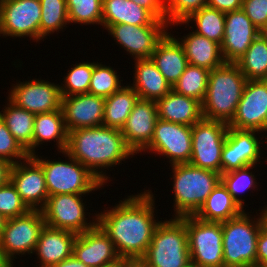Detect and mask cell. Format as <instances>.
<instances>
[{
    "label": "cell",
    "mask_w": 267,
    "mask_h": 267,
    "mask_svg": "<svg viewBox=\"0 0 267 267\" xmlns=\"http://www.w3.org/2000/svg\"><path fill=\"white\" fill-rule=\"evenodd\" d=\"M143 190L125 195L114 206L105 205L103 212L97 211V224L113 241L121 258H142L161 222L155 206L156 194L149 187Z\"/></svg>",
    "instance_id": "cell-1"
},
{
    "label": "cell",
    "mask_w": 267,
    "mask_h": 267,
    "mask_svg": "<svg viewBox=\"0 0 267 267\" xmlns=\"http://www.w3.org/2000/svg\"><path fill=\"white\" fill-rule=\"evenodd\" d=\"M65 151L85 166L105 186L113 181L108 171L114 170L113 167L116 168L117 165L121 166L127 162L125 160L135 155L126 145L121 130L106 126L70 131Z\"/></svg>",
    "instance_id": "cell-2"
},
{
    "label": "cell",
    "mask_w": 267,
    "mask_h": 267,
    "mask_svg": "<svg viewBox=\"0 0 267 267\" xmlns=\"http://www.w3.org/2000/svg\"><path fill=\"white\" fill-rule=\"evenodd\" d=\"M170 167L174 212L168 217L195 215L221 182V174L189 163L171 165L168 169Z\"/></svg>",
    "instance_id": "cell-3"
},
{
    "label": "cell",
    "mask_w": 267,
    "mask_h": 267,
    "mask_svg": "<svg viewBox=\"0 0 267 267\" xmlns=\"http://www.w3.org/2000/svg\"><path fill=\"white\" fill-rule=\"evenodd\" d=\"M246 82L235 63H225L210 70L202 102L203 118L229 123L236 113Z\"/></svg>",
    "instance_id": "cell-4"
},
{
    "label": "cell",
    "mask_w": 267,
    "mask_h": 267,
    "mask_svg": "<svg viewBox=\"0 0 267 267\" xmlns=\"http://www.w3.org/2000/svg\"><path fill=\"white\" fill-rule=\"evenodd\" d=\"M255 211L256 214H253L252 209L250 212L244 210L240 215L222 222L224 267L256 265L257 239L264 220L261 211Z\"/></svg>",
    "instance_id": "cell-5"
},
{
    "label": "cell",
    "mask_w": 267,
    "mask_h": 267,
    "mask_svg": "<svg viewBox=\"0 0 267 267\" xmlns=\"http://www.w3.org/2000/svg\"><path fill=\"white\" fill-rule=\"evenodd\" d=\"M62 158L47 159L38 153L32 157L41 165L45 175L49 196L58 194H89L106 188L85 166L70 156L66 151ZM39 155V156H38ZM64 155V156H63ZM67 157V158H66ZM60 158V159H59Z\"/></svg>",
    "instance_id": "cell-6"
},
{
    "label": "cell",
    "mask_w": 267,
    "mask_h": 267,
    "mask_svg": "<svg viewBox=\"0 0 267 267\" xmlns=\"http://www.w3.org/2000/svg\"><path fill=\"white\" fill-rule=\"evenodd\" d=\"M156 227L142 259L149 267H188V232L180 217L165 218Z\"/></svg>",
    "instance_id": "cell-7"
},
{
    "label": "cell",
    "mask_w": 267,
    "mask_h": 267,
    "mask_svg": "<svg viewBox=\"0 0 267 267\" xmlns=\"http://www.w3.org/2000/svg\"><path fill=\"white\" fill-rule=\"evenodd\" d=\"M86 195L88 196L89 194L49 196L45 206L41 209L45 225L68 230L76 234L93 228L97 224V212H94V214L88 212V207L91 208V206L86 204Z\"/></svg>",
    "instance_id": "cell-8"
},
{
    "label": "cell",
    "mask_w": 267,
    "mask_h": 267,
    "mask_svg": "<svg viewBox=\"0 0 267 267\" xmlns=\"http://www.w3.org/2000/svg\"><path fill=\"white\" fill-rule=\"evenodd\" d=\"M188 232L190 261L195 267H224L221 222H208L194 215L180 217Z\"/></svg>",
    "instance_id": "cell-9"
},
{
    "label": "cell",
    "mask_w": 267,
    "mask_h": 267,
    "mask_svg": "<svg viewBox=\"0 0 267 267\" xmlns=\"http://www.w3.org/2000/svg\"><path fill=\"white\" fill-rule=\"evenodd\" d=\"M44 226L41 210H30L22 216L6 219L0 237V251L14 265L15 259L26 255L32 257Z\"/></svg>",
    "instance_id": "cell-10"
},
{
    "label": "cell",
    "mask_w": 267,
    "mask_h": 267,
    "mask_svg": "<svg viewBox=\"0 0 267 267\" xmlns=\"http://www.w3.org/2000/svg\"><path fill=\"white\" fill-rule=\"evenodd\" d=\"M228 123L202 118L192 126V154L189 164L221 174V154Z\"/></svg>",
    "instance_id": "cell-11"
},
{
    "label": "cell",
    "mask_w": 267,
    "mask_h": 267,
    "mask_svg": "<svg viewBox=\"0 0 267 267\" xmlns=\"http://www.w3.org/2000/svg\"><path fill=\"white\" fill-rule=\"evenodd\" d=\"M162 156L168 164L189 163L192 154V126L157 119L150 144L140 153ZM145 153V154H144ZM157 155V156H156Z\"/></svg>",
    "instance_id": "cell-12"
},
{
    "label": "cell",
    "mask_w": 267,
    "mask_h": 267,
    "mask_svg": "<svg viewBox=\"0 0 267 267\" xmlns=\"http://www.w3.org/2000/svg\"><path fill=\"white\" fill-rule=\"evenodd\" d=\"M40 0H0V37L40 42Z\"/></svg>",
    "instance_id": "cell-13"
},
{
    "label": "cell",
    "mask_w": 267,
    "mask_h": 267,
    "mask_svg": "<svg viewBox=\"0 0 267 267\" xmlns=\"http://www.w3.org/2000/svg\"><path fill=\"white\" fill-rule=\"evenodd\" d=\"M264 150H267V135L256 130L229 127L221 154V174L249 165H259L261 159L265 158Z\"/></svg>",
    "instance_id": "cell-14"
},
{
    "label": "cell",
    "mask_w": 267,
    "mask_h": 267,
    "mask_svg": "<svg viewBox=\"0 0 267 267\" xmlns=\"http://www.w3.org/2000/svg\"><path fill=\"white\" fill-rule=\"evenodd\" d=\"M59 84L41 77L23 82L16 80V83L10 85L12 88L6 97L17 107L34 114L58 111L62 105Z\"/></svg>",
    "instance_id": "cell-15"
},
{
    "label": "cell",
    "mask_w": 267,
    "mask_h": 267,
    "mask_svg": "<svg viewBox=\"0 0 267 267\" xmlns=\"http://www.w3.org/2000/svg\"><path fill=\"white\" fill-rule=\"evenodd\" d=\"M169 25L115 24L106 31L124 53L135 59L150 58L159 41L168 32Z\"/></svg>",
    "instance_id": "cell-16"
},
{
    "label": "cell",
    "mask_w": 267,
    "mask_h": 267,
    "mask_svg": "<svg viewBox=\"0 0 267 267\" xmlns=\"http://www.w3.org/2000/svg\"><path fill=\"white\" fill-rule=\"evenodd\" d=\"M228 126L267 134V80H247L236 113Z\"/></svg>",
    "instance_id": "cell-17"
},
{
    "label": "cell",
    "mask_w": 267,
    "mask_h": 267,
    "mask_svg": "<svg viewBox=\"0 0 267 267\" xmlns=\"http://www.w3.org/2000/svg\"><path fill=\"white\" fill-rule=\"evenodd\" d=\"M73 255L88 267H116L122 259L113 241L98 224L77 234Z\"/></svg>",
    "instance_id": "cell-18"
},
{
    "label": "cell",
    "mask_w": 267,
    "mask_h": 267,
    "mask_svg": "<svg viewBox=\"0 0 267 267\" xmlns=\"http://www.w3.org/2000/svg\"><path fill=\"white\" fill-rule=\"evenodd\" d=\"M10 182L31 210H41L49 197L41 165L29 156L13 164Z\"/></svg>",
    "instance_id": "cell-19"
},
{
    "label": "cell",
    "mask_w": 267,
    "mask_h": 267,
    "mask_svg": "<svg viewBox=\"0 0 267 267\" xmlns=\"http://www.w3.org/2000/svg\"><path fill=\"white\" fill-rule=\"evenodd\" d=\"M260 33L242 9L226 12L224 38L221 43L225 62L235 63Z\"/></svg>",
    "instance_id": "cell-20"
},
{
    "label": "cell",
    "mask_w": 267,
    "mask_h": 267,
    "mask_svg": "<svg viewBox=\"0 0 267 267\" xmlns=\"http://www.w3.org/2000/svg\"><path fill=\"white\" fill-rule=\"evenodd\" d=\"M157 119L156 101L139 98L121 129L126 145L135 155L150 144Z\"/></svg>",
    "instance_id": "cell-21"
},
{
    "label": "cell",
    "mask_w": 267,
    "mask_h": 267,
    "mask_svg": "<svg viewBox=\"0 0 267 267\" xmlns=\"http://www.w3.org/2000/svg\"><path fill=\"white\" fill-rule=\"evenodd\" d=\"M105 98L84 93L62 97V111L68 133L79 128L103 126Z\"/></svg>",
    "instance_id": "cell-22"
},
{
    "label": "cell",
    "mask_w": 267,
    "mask_h": 267,
    "mask_svg": "<svg viewBox=\"0 0 267 267\" xmlns=\"http://www.w3.org/2000/svg\"><path fill=\"white\" fill-rule=\"evenodd\" d=\"M76 237L74 232L45 225L33 252L40 264L34 266L52 267L72 256Z\"/></svg>",
    "instance_id": "cell-23"
},
{
    "label": "cell",
    "mask_w": 267,
    "mask_h": 267,
    "mask_svg": "<svg viewBox=\"0 0 267 267\" xmlns=\"http://www.w3.org/2000/svg\"><path fill=\"white\" fill-rule=\"evenodd\" d=\"M174 32L176 31H169L164 35L150 57L171 87L175 85L188 65L184 48Z\"/></svg>",
    "instance_id": "cell-24"
},
{
    "label": "cell",
    "mask_w": 267,
    "mask_h": 267,
    "mask_svg": "<svg viewBox=\"0 0 267 267\" xmlns=\"http://www.w3.org/2000/svg\"><path fill=\"white\" fill-rule=\"evenodd\" d=\"M115 24L168 25L131 0H103L102 28L106 30Z\"/></svg>",
    "instance_id": "cell-25"
},
{
    "label": "cell",
    "mask_w": 267,
    "mask_h": 267,
    "mask_svg": "<svg viewBox=\"0 0 267 267\" xmlns=\"http://www.w3.org/2000/svg\"><path fill=\"white\" fill-rule=\"evenodd\" d=\"M133 62V82L129 85L140 99L157 101L172 90L151 58L135 59Z\"/></svg>",
    "instance_id": "cell-26"
},
{
    "label": "cell",
    "mask_w": 267,
    "mask_h": 267,
    "mask_svg": "<svg viewBox=\"0 0 267 267\" xmlns=\"http://www.w3.org/2000/svg\"><path fill=\"white\" fill-rule=\"evenodd\" d=\"M158 118L193 126L202 118V103L195 98L176 93L173 89L156 101Z\"/></svg>",
    "instance_id": "cell-27"
},
{
    "label": "cell",
    "mask_w": 267,
    "mask_h": 267,
    "mask_svg": "<svg viewBox=\"0 0 267 267\" xmlns=\"http://www.w3.org/2000/svg\"><path fill=\"white\" fill-rule=\"evenodd\" d=\"M183 35L182 38L178 37L179 34L175 37L184 48L188 64L213 70L226 63L219 43L194 31H189L187 35L185 33Z\"/></svg>",
    "instance_id": "cell-28"
},
{
    "label": "cell",
    "mask_w": 267,
    "mask_h": 267,
    "mask_svg": "<svg viewBox=\"0 0 267 267\" xmlns=\"http://www.w3.org/2000/svg\"><path fill=\"white\" fill-rule=\"evenodd\" d=\"M68 134L62 108L58 111L36 114L33 130V154H36L40 147H43L41 145L46 143L48 146L47 144L51 141H54L53 145H56L54 147L57 148L58 152L65 151Z\"/></svg>",
    "instance_id": "cell-29"
},
{
    "label": "cell",
    "mask_w": 267,
    "mask_h": 267,
    "mask_svg": "<svg viewBox=\"0 0 267 267\" xmlns=\"http://www.w3.org/2000/svg\"><path fill=\"white\" fill-rule=\"evenodd\" d=\"M244 210L220 182L194 215L208 222H225L240 215Z\"/></svg>",
    "instance_id": "cell-30"
},
{
    "label": "cell",
    "mask_w": 267,
    "mask_h": 267,
    "mask_svg": "<svg viewBox=\"0 0 267 267\" xmlns=\"http://www.w3.org/2000/svg\"><path fill=\"white\" fill-rule=\"evenodd\" d=\"M6 99L7 102L0 111V117L4 120L14 138L32 156L34 119L36 114L17 107L8 98Z\"/></svg>",
    "instance_id": "cell-31"
},
{
    "label": "cell",
    "mask_w": 267,
    "mask_h": 267,
    "mask_svg": "<svg viewBox=\"0 0 267 267\" xmlns=\"http://www.w3.org/2000/svg\"><path fill=\"white\" fill-rule=\"evenodd\" d=\"M189 23L194 25H190ZM175 25H179V27L185 25V28H191L192 31L196 32L197 34L205 36L209 40L221 45L224 38L225 13L205 6L191 14L185 21L170 25L169 27L171 31L173 30L172 28H175Z\"/></svg>",
    "instance_id": "cell-32"
},
{
    "label": "cell",
    "mask_w": 267,
    "mask_h": 267,
    "mask_svg": "<svg viewBox=\"0 0 267 267\" xmlns=\"http://www.w3.org/2000/svg\"><path fill=\"white\" fill-rule=\"evenodd\" d=\"M124 84L117 92L105 98L103 126L121 130L139 99L135 90L128 83Z\"/></svg>",
    "instance_id": "cell-33"
},
{
    "label": "cell",
    "mask_w": 267,
    "mask_h": 267,
    "mask_svg": "<svg viewBox=\"0 0 267 267\" xmlns=\"http://www.w3.org/2000/svg\"><path fill=\"white\" fill-rule=\"evenodd\" d=\"M235 64L247 80H267V33L261 32Z\"/></svg>",
    "instance_id": "cell-34"
},
{
    "label": "cell",
    "mask_w": 267,
    "mask_h": 267,
    "mask_svg": "<svg viewBox=\"0 0 267 267\" xmlns=\"http://www.w3.org/2000/svg\"><path fill=\"white\" fill-rule=\"evenodd\" d=\"M257 166L259 165H249L221 174V182L243 210H246V206L248 207V204H245V200L247 199H245V195L243 196V194L247 191H251L252 193L255 190L260 191V188H258L260 182H257L258 178H256L257 176L255 174V172H259V169L255 171Z\"/></svg>",
    "instance_id": "cell-35"
},
{
    "label": "cell",
    "mask_w": 267,
    "mask_h": 267,
    "mask_svg": "<svg viewBox=\"0 0 267 267\" xmlns=\"http://www.w3.org/2000/svg\"><path fill=\"white\" fill-rule=\"evenodd\" d=\"M40 3V42H44L48 39L47 36L50 37L55 32L58 35L61 31H65L70 23L66 0H40Z\"/></svg>",
    "instance_id": "cell-36"
},
{
    "label": "cell",
    "mask_w": 267,
    "mask_h": 267,
    "mask_svg": "<svg viewBox=\"0 0 267 267\" xmlns=\"http://www.w3.org/2000/svg\"><path fill=\"white\" fill-rule=\"evenodd\" d=\"M209 73L210 70L207 68L188 64L172 89L178 94L195 98L202 103L207 91Z\"/></svg>",
    "instance_id": "cell-37"
},
{
    "label": "cell",
    "mask_w": 267,
    "mask_h": 267,
    "mask_svg": "<svg viewBox=\"0 0 267 267\" xmlns=\"http://www.w3.org/2000/svg\"><path fill=\"white\" fill-rule=\"evenodd\" d=\"M94 69V61L90 60L76 62L68 69L60 82V92L62 97L89 93V86Z\"/></svg>",
    "instance_id": "cell-38"
},
{
    "label": "cell",
    "mask_w": 267,
    "mask_h": 267,
    "mask_svg": "<svg viewBox=\"0 0 267 267\" xmlns=\"http://www.w3.org/2000/svg\"><path fill=\"white\" fill-rule=\"evenodd\" d=\"M102 63L94 61L89 93L107 98L117 92L124 84L123 77L120 76V73L117 74L118 72L114 67Z\"/></svg>",
    "instance_id": "cell-39"
},
{
    "label": "cell",
    "mask_w": 267,
    "mask_h": 267,
    "mask_svg": "<svg viewBox=\"0 0 267 267\" xmlns=\"http://www.w3.org/2000/svg\"><path fill=\"white\" fill-rule=\"evenodd\" d=\"M71 24L102 26L103 0H66Z\"/></svg>",
    "instance_id": "cell-40"
},
{
    "label": "cell",
    "mask_w": 267,
    "mask_h": 267,
    "mask_svg": "<svg viewBox=\"0 0 267 267\" xmlns=\"http://www.w3.org/2000/svg\"><path fill=\"white\" fill-rule=\"evenodd\" d=\"M30 210L11 182L0 186V214L4 218L22 216Z\"/></svg>",
    "instance_id": "cell-41"
},
{
    "label": "cell",
    "mask_w": 267,
    "mask_h": 267,
    "mask_svg": "<svg viewBox=\"0 0 267 267\" xmlns=\"http://www.w3.org/2000/svg\"><path fill=\"white\" fill-rule=\"evenodd\" d=\"M205 6H207V0H165L166 23L170 26L183 22Z\"/></svg>",
    "instance_id": "cell-42"
},
{
    "label": "cell",
    "mask_w": 267,
    "mask_h": 267,
    "mask_svg": "<svg viewBox=\"0 0 267 267\" xmlns=\"http://www.w3.org/2000/svg\"><path fill=\"white\" fill-rule=\"evenodd\" d=\"M30 155L19 144L0 117V158L13 164L26 160Z\"/></svg>",
    "instance_id": "cell-43"
},
{
    "label": "cell",
    "mask_w": 267,
    "mask_h": 267,
    "mask_svg": "<svg viewBox=\"0 0 267 267\" xmlns=\"http://www.w3.org/2000/svg\"><path fill=\"white\" fill-rule=\"evenodd\" d=\"M242 10L261 31H267V0H243Z\"/></svg>",
    "instance_id": "cell-44"
},
{
    "label": "cell",
    "mask_w": 267,
    "mask_h": 267,
    "mask_svg": "<svg viewBox=\"0 0 267 267\" xmlns=\"http://www.w3.org/2000/svg\"><path fill=\"white\" fill-rule=\"evenodd\" d=\"M138 6L150 11L158 20L166 21L165 0H131Z\"/></svg>",
    "instance_id": "cell-45"
},
{
    "label": "cell",
    "mask_w": 267,
    "mask_h": 267,
    "mask_svg": "<svg viewBox=\"0 0 267 267\" xmlns=\"http://www.w3.org/2000/svg\"><path fill=\"white\" fill-rule=\"evenodd\" d=\"M256 265L267 267V227L263 225L257 239Z\"/></svg>",
    "instance_id": "cell-46"
},
{
    "label": "cell",
    "mask_w": 267,
    "mask_h": 267,
    "mask_svg": "<svg viewBox=\"0 0 267 267\" xmlns=\"http://www.w3.org/2000/svg\"><path fill=\"white\" fill-rule=\"evenodd\" d=\"M243 0H207V6L221 12H231L242 9Z\"/></svg>",
    "instance_id": "cell-47"
},
{
    "label": "cell",
    "mask_w": 267,
    "mask_h": 267,
    "mask_svg": "<svg viewBox=\"0 0 267 267\" xmlns=\"http://www.w3.org/2000/svg\"><path fill=\"white\" fill-rule=\"evenodd\" d=\"M13 163L3 158H0V186L10 182L11 170Z\"/></svg>",
    "instance_id": "cell-48"
},
{
    "label": "cell",
    "mask_w": 267,
    "mask_h": 267,
    "mask_svg": "<svg viewBox=\"0 0 267 267\" xmlns=\"http://www.w3.org/2000/svg\"><path fill=\"white\" fill-rule=\"evenodd\" d=\"M116 267H149L142 258H122Z\"/></svg>",
    "instance_id": "cell-49"
},
{
    "label": "cell",
    "mask_w": 267,
    "mask_h": 267,
    "mask_svg": "<svg viewBox=\"0 0 267 267\" xmlns=\"http://www.w3.org/2000/svg\"><path fill=\"white\" fill-rule=\"evenodd\" d=\"M52 267H88L83 262L78 260L74 255L62 260L60 263L53 265Z\"/></svg>",
    "instance_id": "cell-50"
},
{
    "label": "cell",
    "mask_w": 267,
    "mask_h": 267,
    "mask_svg": "<svg viewBox=\"0 0 267 267\" xmlns=\"http://www.w3.org/2000/svg\"><path fill=\"white\" fill-rule=\"evenodd\" d=\"M0 267H15L14 264L0 251Z\"/></svg>",
    "instance_id": "cell-51"
},
{
    "label": "cell",
    "mask_w": 267,
    "mask_h": 267,
    "mask_svg": "<svg viewBox=\"0 0 267 267\" xmlns=\"http://www.w3.org/2000/svg\"><path fill=\"white\" fill-rule=\"evenodd\" d=\"M262 209H258V211L261 210V214L263 216V220H264V225L267 227V205L265 206H261Z\"/></svg>",
    "instance_id": "cell-52"
},
{
    "label": "cell",
    "mask_w": 267,
    "mask_h": 267,
    "mask_svg": "<svg viewBox=\"0 0 267 267\" xmlns=\"http://www.w3.org/2000/svg\"><path fill=\"white\" fill-rule=\"evenodd\" d=\"M5 221H6V218H4V217L0 214V237H1V234H2V231H3V227H4V224H5Z\"/></svg>",
    "instance_id": "cell-53"
},
{
    "label": "cell",
    "mask_w": 267,
    "mask_h": 267,
    "mask_svg": "<svg viewBox=\"0 0 267 267\" xmlns=\"http://www.w3.org/2000/svg\"><path fill=\"white\" fill-rule=\"evenodd\" d=\"M250 267H263V266H259V265H253V266H250Z\"/></svg>",
    "instance_id": "cell-54"
},
{
    "label": "cell",
    "mask_w": 267,
    "mask_h": 267,
    "mask_svg": "<svg viewBox=\"0 0 267 267\" xmlns=\"http://www.w3.org/2000/svg\"><path fill=\"white\" fill-rule=\"evenodd\" d=\"M188 267H195L192 263Z\"/></svg>",
    "instance_id": "cell-55"
}]
</instances>
